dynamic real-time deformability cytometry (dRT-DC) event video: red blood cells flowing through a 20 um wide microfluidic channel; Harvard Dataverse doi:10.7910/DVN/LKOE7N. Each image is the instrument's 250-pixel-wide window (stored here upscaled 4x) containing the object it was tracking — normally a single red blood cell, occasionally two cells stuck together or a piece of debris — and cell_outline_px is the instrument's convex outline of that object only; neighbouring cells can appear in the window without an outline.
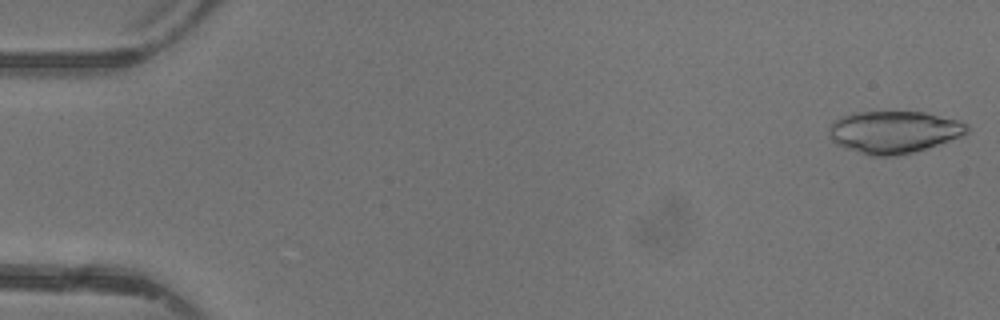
{"species": "common noctule bat (a hibernating species)", "species_latin": "Nyctalus noctula", "temperature_condition": "warm", "stored_images_in_passage": 46, "camera_frame_rate_fps": 3000, "um_per_image_px": 0.085, "animal": {"sex": "female"}, "frame": {"image": 1, "passage_image": 1, "time_ms": 0.0, "image_size_px": [1000, 320], "cell_outline_px": [[968, 132], [964, 136], [928, 148], [896, 156], [868, 156], [844, 148], [836, 144], [832, 140], [828, 132], [828, 128], [840, 116], [856, 112], [924, 112], [956, 120], [968, 124]], "centroid_in_image_um": [75.97, 11.23], "position_along_channel_um": 9.0, "area_um2": 34.16}}
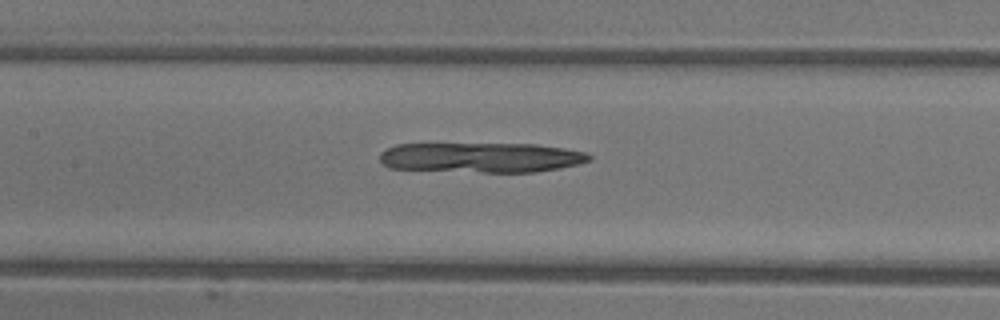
{"frame": {"image": 2, "passage_image": 22, "time_ms": 7.0, "image_size_px": [1000, 320], "cell_outline_px": [[592, 160], [580, 164], [560, 168], [536, 172], [484, 172], [388, 168], [380, 160], [380, 152], [396, 144], [536, 144], [564, 148], [584, 152], [592, 156]], "centroid_in_image_um": [40.93, 13.39], "position_along_channel_um": 166.5, "area_um2": 36.65}}